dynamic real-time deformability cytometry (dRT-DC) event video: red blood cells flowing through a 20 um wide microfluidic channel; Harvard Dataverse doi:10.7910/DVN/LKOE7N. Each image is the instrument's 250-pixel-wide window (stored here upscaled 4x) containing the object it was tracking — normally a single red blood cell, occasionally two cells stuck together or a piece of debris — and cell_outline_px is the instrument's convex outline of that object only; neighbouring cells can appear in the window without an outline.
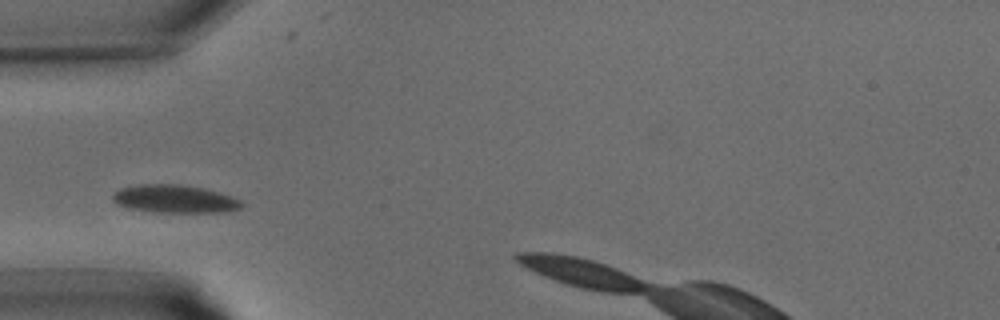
{"species": "common noctule bat (a hibernating species)", "species_latin": "Nyctalus noctula", "temperature_condition": "warm", "stored_images_in_passage": 3, "camera_frame_rate_fps": 3000, "um_per_image_px": 0.085, "animal": {"sex": "male", "body_mass_g": 15.6}, "frame": {"image": 1, "passage_image": 1, "time_ms": 0.0, "image_size_px": [1000, 320], "cell_outline_px": [[244, 204], [240, 208], [228, 212], [152, 212], [128, 208], [116, 204], [112, 200], [112, 192], [120, 188], [140, 184], [180, 184], [204, 188], [220, 192], [232, 196], [240, 200]], "centroid_in_image_um": [14.83, 16.9], "position_along_channel_um": 70.2, "area_um2": 21.33}}